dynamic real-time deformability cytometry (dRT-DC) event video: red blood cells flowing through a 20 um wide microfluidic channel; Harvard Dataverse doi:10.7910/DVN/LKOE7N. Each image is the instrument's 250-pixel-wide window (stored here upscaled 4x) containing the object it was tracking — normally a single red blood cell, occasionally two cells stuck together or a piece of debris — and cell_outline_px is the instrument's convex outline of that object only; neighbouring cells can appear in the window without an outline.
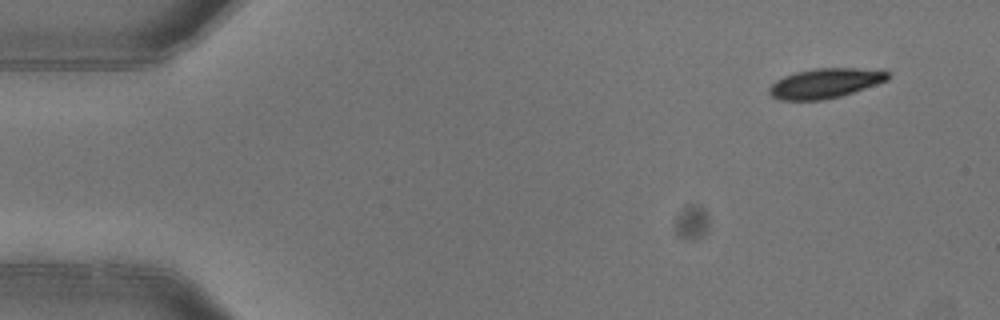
{"species": "common noctule bat (a hibernating species)", "species_latin": "Nyctalus noctula", "temperature_condition": "warm", "stored_images_in_passage": 4, "camera_frame_rate_fps": 3000, "um_per_image_px": 0.085, "animal": {"sex": "female"}, "frame": {"image": 1, "passage_image": 1, "time_ms": 0.0, "image_size_px": [1000, 320], "cell_outline_px": [[888, 80], [840, 96], [824, 100], [780, 100], [772, 96], [768, 92], [768, 88], [776, 80], [784, 76], [796, 72], [816, 68], [852, 68], [888, 72]], "centroid_in_image_um": [70.07, 7.08], "position_along_channel_um": 14.9, "area_um2": 20.23}}
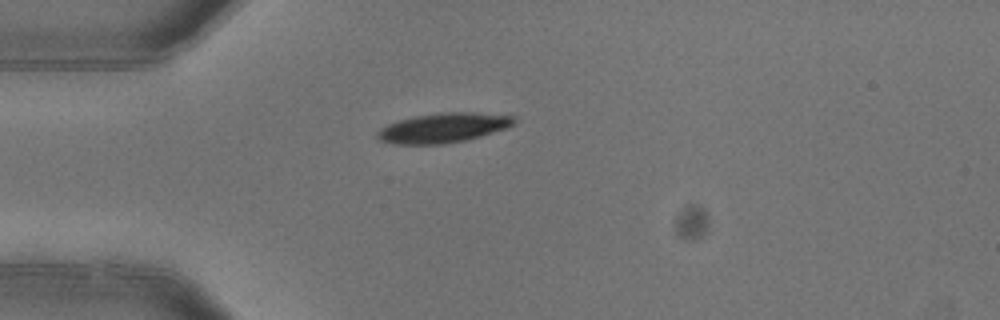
{"frame": {"image": 2, "passage_image": 4, "time_ms": 1.0, "image_size_px": [1000, 320], "cell_outline_px": [[516, 124], [508, 128], [480, 136], [464, 140], [444, 144], [392, 144], [380, 140], [376, 136], [376, 132], [380, 128], [388, 124], [400, 120], [416, 116], [440, 112], [476, 112], [516, 116]], "centroid_in_image_um": [37.71, 10.86], "position_along_channel_um": 47.3, "area_um2": 23.76}}